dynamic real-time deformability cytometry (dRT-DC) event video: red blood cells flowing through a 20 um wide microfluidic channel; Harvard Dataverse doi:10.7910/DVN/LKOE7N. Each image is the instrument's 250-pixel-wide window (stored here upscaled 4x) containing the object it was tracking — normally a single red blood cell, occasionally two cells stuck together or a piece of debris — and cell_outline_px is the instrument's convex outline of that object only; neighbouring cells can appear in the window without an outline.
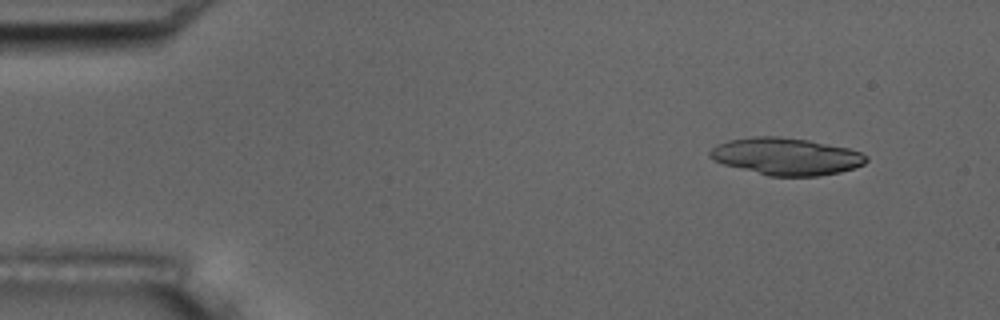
{"species": "common noctule bat (a hibernating species)", "species_latin": "Nyctalus noctula", "temperature_condition": "room temperature", "stored_images_in_passage": 7, "camera_frame_rate_fps": 3000, "um_per_image_px": 0.085, "animal": {"sex": "male", "body_mass_g": 17.5, "forearm_length_mm": 52.3}, "frame": {"image": 1, "passage_image": 2, "time_ms": 0.333, "image_size_px": [1000, 320], "cell_outline_px": [[868, 160], [864, 164], [840, 172], [820, 176], [768, 176], [724, 164], [712, 160], [708, 156], [708, 152], [716, 144], [728, 140], [752, 136], [780, 136], [808, 140], [848, 148], [860, 152], [868, 156]], "centroid_in_image_um": [66.79, 13.29], "position_along_channel_um": 18.2, "area_um2": 33.99}}
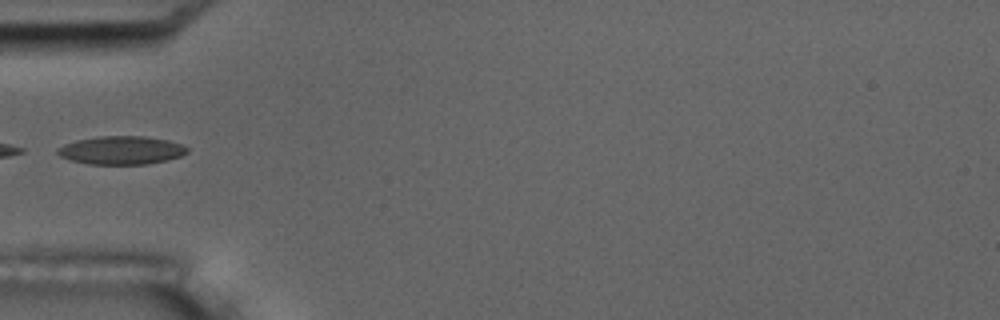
{"frame": {"image": 2, "passage_image": 5, "time_ms": 1.333, "image_size_px": [1000, 320], "cell_outline_px": [[188, 152], [180, 156], [168, 160], [148, 164], [88, 164], [72, 160], [60, 156], [56, 152], [56, 148], [64, 144], [76, 140], [100, 136], [144, 136], [168, 140], [180, 144], [188, 148]], "centroid_in_image_um": [10.3, 12.77], "position_along_channel_um": 74.7, "area_um2": 21.39}}